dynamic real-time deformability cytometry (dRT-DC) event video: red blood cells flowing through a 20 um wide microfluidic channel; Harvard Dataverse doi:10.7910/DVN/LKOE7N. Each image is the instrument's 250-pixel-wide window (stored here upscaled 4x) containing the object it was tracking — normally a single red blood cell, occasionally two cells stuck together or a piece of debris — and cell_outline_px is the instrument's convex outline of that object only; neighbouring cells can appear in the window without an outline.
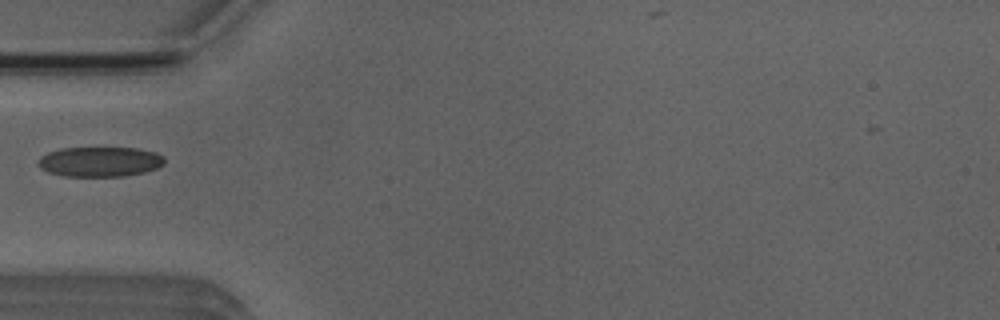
{"species": "Egyptian fruit bat (a non-hibernating species)", "species_latin": "Rousettus aegyptiacus", "temperature_condition": "room temperature", "stored_images_in_passage": 2, "camera_frame_rate_fps": 3000, "um_per_image_px": 0.085, "animal": {"sex": "male"}, "frame": {"image": 1, "passage_image": 1, "time_ms": 0.0, "image_size_px": [1000, 320], "cell_outline_px": [[164, 164], [156, 168], [144, 172], [124, 176], [64, 176], [48, 172], [40, 168], [36, 164], [36, 160], [40, 156], [48, 152], [60, 148], [136, 148], [156, 152], [164, 156]], "centroid_in_image_um": [8.45, 13.74], "position_along_channel_um": 76.5, "area_um2": 22.2}}